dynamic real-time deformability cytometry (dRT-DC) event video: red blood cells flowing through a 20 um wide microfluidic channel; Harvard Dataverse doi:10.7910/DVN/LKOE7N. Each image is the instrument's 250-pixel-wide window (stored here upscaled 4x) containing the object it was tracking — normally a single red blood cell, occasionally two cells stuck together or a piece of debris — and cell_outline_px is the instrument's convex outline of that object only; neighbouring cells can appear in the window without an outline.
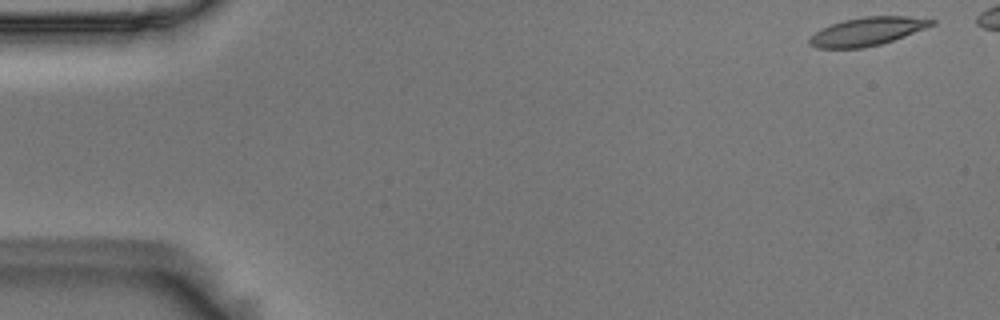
{"species": "Egyptian fruit bat (a non-hibernating species)", "species_latin": "Rousettus aegyptiacus", "temperature_condition": "room temperature", "stored_images_in_passage": 47, "camera_frame_rate_fps": 3000, "um_per_image_px": 0.085, "animal": {"sex": "male"}, "frame": {"image": 1, "passage_image": 1, "time_ms": 0.0, "image_size_px": [1000, 320], "cell_outline_px": [[936, 24], [904, 36], [880, 44], [864, 48], [816, 48], [808, 40], [816, 32], [832, 24], [844, 20], [864, 16], [908, 16], [936, 20]], "centroid_in_image_um": [73.76, 2.66], "position_along_channel_um": 11.2, "area_um2": 19.83}}
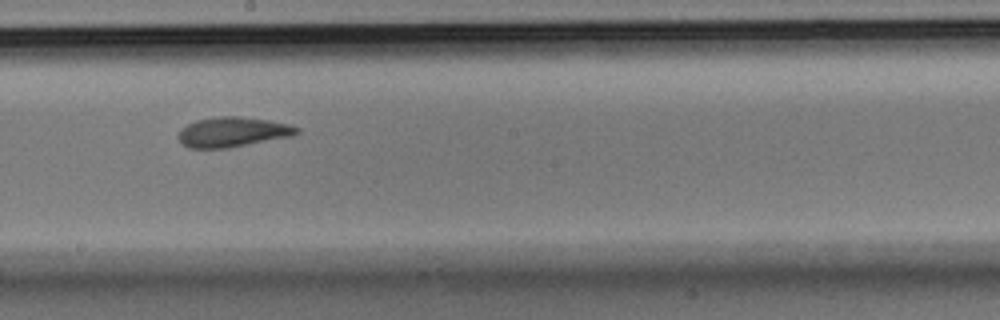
{"frame": {"image": 2, "passage_image": 29, "time_ms": 9.333, "image_size_px": [1000, 320], "cell_outline_px": [[300, 132], [292, 136], [228, 148], [188, 148], [176, 136], [180, 128], [196, 120], [220, 116], [240, 116], [268, 120], [288, 124], [300, 128]], "centroid_in_image_um": [19.76, 11.22], "position_along_channel_um": 228.4, "area_um2": 20.69}}
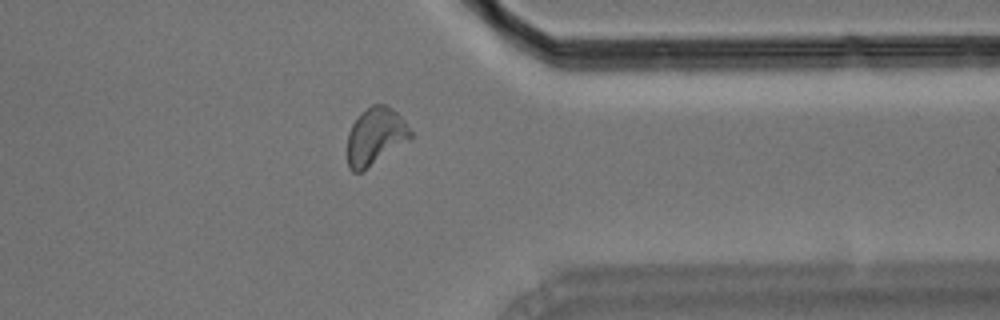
{"frame": {"image": 3, "passage_image": 42, "time_ms": 13.667, "image_size_px": [1000, 320], "cell_outline_px": [[412, 136], [360, 172], [352, 172], [348, 168], [348, 132], [352, 124], [360, 112], [372, 104], [384, 104], [392, 108], [404, 120], [412, 132]], "centroid_in_image_um": [31.87, 11.54], "position_along_channel_um": 379.5, "area_um2": 20.52}}